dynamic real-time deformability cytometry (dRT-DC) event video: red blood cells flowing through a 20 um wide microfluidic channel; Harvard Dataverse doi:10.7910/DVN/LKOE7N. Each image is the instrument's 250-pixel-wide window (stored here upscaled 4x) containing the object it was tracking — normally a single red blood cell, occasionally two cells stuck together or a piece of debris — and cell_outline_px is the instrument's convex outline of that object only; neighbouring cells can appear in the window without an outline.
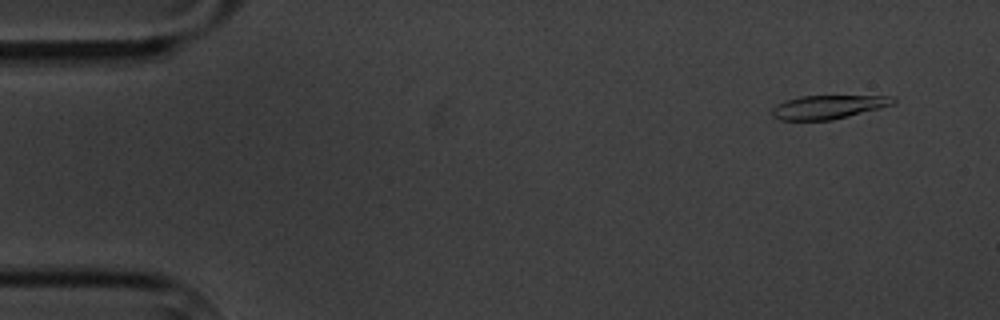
{"species": "common noctule bat (a hibernating species)", "species_latin": "Nyctalus noctula", "temperature_condition": "cold", "stored_images_in_passage": 5, "camera_frame_rate_fps": 3000, "um_per_image_px": 0.085, "animal": {"sex": "male", "body_mass_g": 20.1, "forearm_length_mm": 53.5}, "frame": {"image": 1, "passage_image": 1, "time_ms": 0.0, "image_size_px": [1000, 320], "cell_outline_px": [[896, 100], [892, 104], [880, 108], [832, 120], [780, 120], [772, 116], [772, 108], [776, 104], [784, 100], [800, 96], [896, 96]], "centroid_in_image_um": [70.36, 9.09], "position_along_channel_um": 14.6, "area_um2": 16.7}}
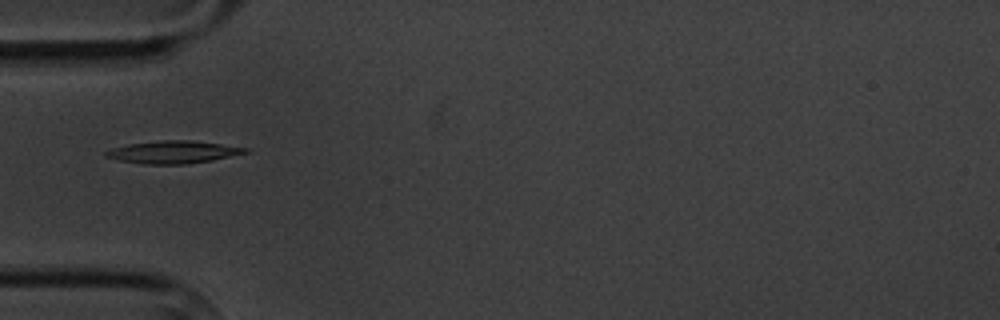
{"frame": {"image": 2, "passage_image": 5, "time_ms": 4.667, "image_size_px": [1000, 320], "cell_outline_px": [[248, 152], [212, 160], [184, 164], [144, 164], [120, 160], [104, 156], [104, 152], [112, 148], [128, 144], [160, 140], [192, 140], [248, 148]], "centroid_in_image_um": [14.69, 12.92], "position_along_channel_um": 70.3, "area_um2": 18.09}}